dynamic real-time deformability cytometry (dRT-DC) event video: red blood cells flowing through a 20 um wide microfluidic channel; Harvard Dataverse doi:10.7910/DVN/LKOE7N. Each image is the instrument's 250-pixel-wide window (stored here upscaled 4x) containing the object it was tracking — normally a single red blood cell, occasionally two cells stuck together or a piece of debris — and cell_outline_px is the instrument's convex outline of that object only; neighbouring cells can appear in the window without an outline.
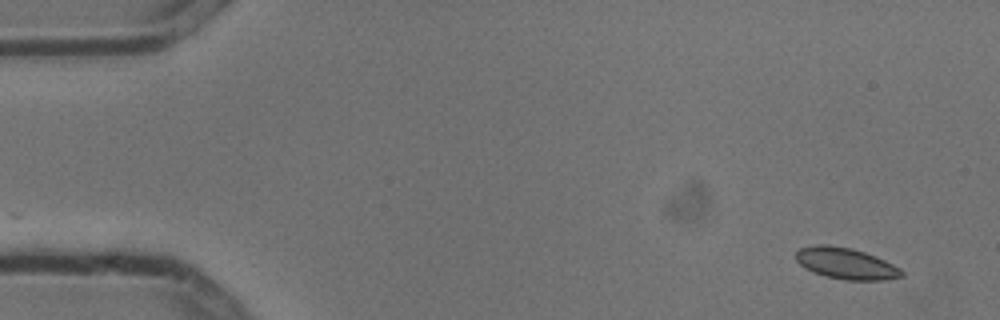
{"species": "common noctule bat (a hibernating species)", "species_latin": "Nyctalus noctula", "temperature_condition": "cold", "stored_images_in_passage": 4, "camera_frame_rate_fps": 3000, "um_per_image_px": 0.085, "animal": {"sex": "male", "body_mass_g": 13.3}, "frame": {"image": 1, "passage_image": 1, "time_ms": 0.0, "image_size_px": [1000, 320], "cell_outline_px": [[904, 276], [884, 280], [844, 280], [824, 276], [812, 272], [804, 268], [796, 260], [796, 252], [800, 248], [816, 244], [828, 244], [852, 248], [876, 256], [900, 268], [904, 272]], "centroid_in_image_um": [71.89, 22.39], "position_along_channel_um": 13.1, "area_um2": 19.48}}
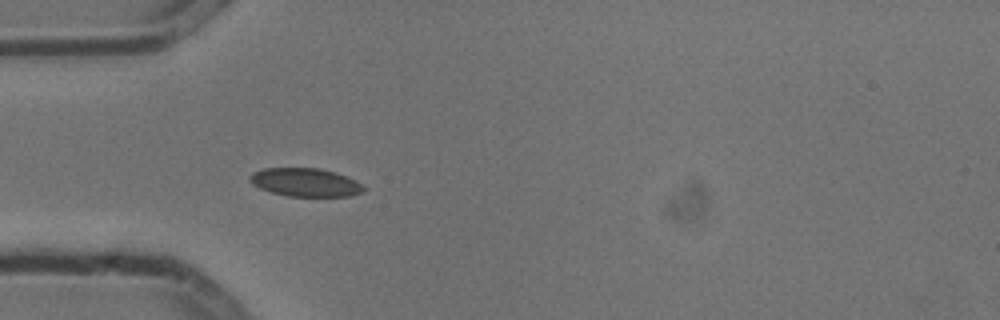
{"frame": {"image": 2, "passage_image": 4, "time_ms": 1.0, "image_size_px": [1000, 320], "cell_outline_px": [[364, 192], [352, 196], [288, 196], [272, 192], [260, 188], [252, 184], [248, 180], [248, 176], [252, 172], [264, 168], [320, 168], [336, 172], [356, 180], [364, 188]], "centroid_in_image_um": [25.94, 15.49], "position_along_channel_um": 59.1, "area_um2": 18.9}}